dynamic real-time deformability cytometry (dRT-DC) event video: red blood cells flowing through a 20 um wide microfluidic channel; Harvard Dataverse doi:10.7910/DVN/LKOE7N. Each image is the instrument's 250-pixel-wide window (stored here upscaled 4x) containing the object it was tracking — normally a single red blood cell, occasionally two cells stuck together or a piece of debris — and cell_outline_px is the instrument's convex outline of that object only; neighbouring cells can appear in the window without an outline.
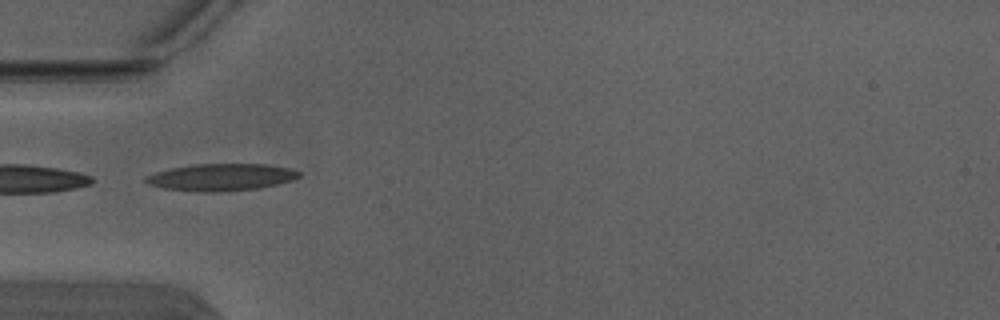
{"species": "Egyptian fruit bat (a non-hibernating species)", "species_latin": "Rousettus aegyptiacus", "temperature_condition": "warm", "stored_images_in_passage": 2, "camera_frame_rate_fps": 3000, "um_per_image_px": 0.085, "animal": {"sex": "male"}, "frame": {"image": 1, "passage_image": 1, "time_ms": 0.0, "image_size_px": [1000, 320], "cell_outline_px": [[300, 176], [292, 180], [260, 188], [220, 192], [200, 192], [164, 188], [148, 184], [144, 180], [144, 176], [156, 172], [172, 168], [196, 164], [264, 164], [288, 168], [300, 172]], "centroid_in_image_um": [18.78, 15.07], "position_along_channel_um": 66.2, "area_um2": 24.04}}
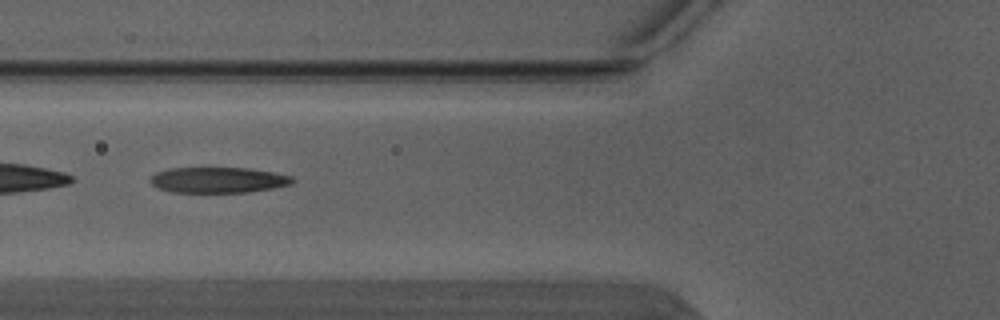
{"frame": {"image": 2, "passage_image": 2, "time_ms": 0.333, "image_size_px": [1000, 320], "cell_outline_px": [[296, 180], [292, 184], [272, 188], [248, 192], [172, 192], [156, 188], [148, 180], [156, 172], [168, 168], [248, 168], [272, 172], [292, 176]], "centroid_in_image_um": [18.52, 15.3], "position_along_channel_um": 107.3, "area_um2": 21.33}}